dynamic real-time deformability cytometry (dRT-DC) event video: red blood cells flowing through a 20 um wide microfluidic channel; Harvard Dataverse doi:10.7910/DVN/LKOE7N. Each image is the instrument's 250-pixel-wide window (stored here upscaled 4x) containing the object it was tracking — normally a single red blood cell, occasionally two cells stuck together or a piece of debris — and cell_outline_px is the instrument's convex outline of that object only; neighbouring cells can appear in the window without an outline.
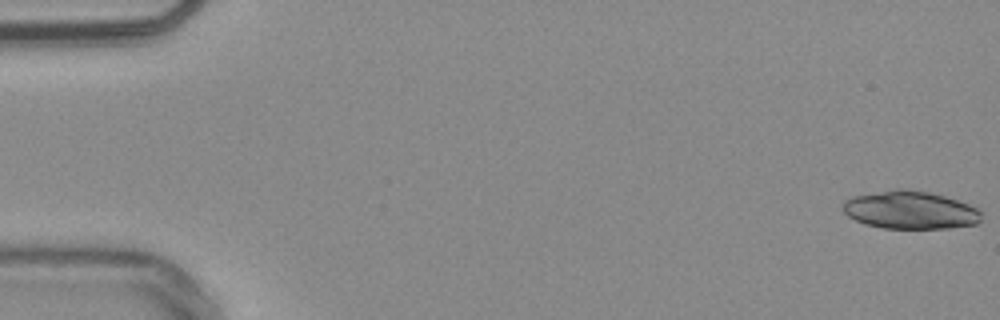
{"species": "common noctule bat (a hibernating species)", "species_latin": "Nyctalus noctula", "temperature_condition": "warm", "stored_images_in_passage": 53, "camera_frame_rate_fps": 3000, "um_per_image_px": 0.085, "animal": {"sex": "male", "body_mass_g": 20.4}, "frame": {"image": 1, "passage_image": 1, "time_ms": 0.0, "image_size_px": [1000, 320], "cell_outline_px": [[980, 220], [976, 224], [948, 228], [884, 228], [864, 224], [848, 216], [840, 208], [844, 200], [852, 196], [892, 188], [908, 188], [928, 192], [944, 196], [968, 204], [976, 208], [980, 212]], "centroid_in_image_um": [77.29, 17.83], "position_along_channel_um": 7.7, "area_um2": 30.81}}